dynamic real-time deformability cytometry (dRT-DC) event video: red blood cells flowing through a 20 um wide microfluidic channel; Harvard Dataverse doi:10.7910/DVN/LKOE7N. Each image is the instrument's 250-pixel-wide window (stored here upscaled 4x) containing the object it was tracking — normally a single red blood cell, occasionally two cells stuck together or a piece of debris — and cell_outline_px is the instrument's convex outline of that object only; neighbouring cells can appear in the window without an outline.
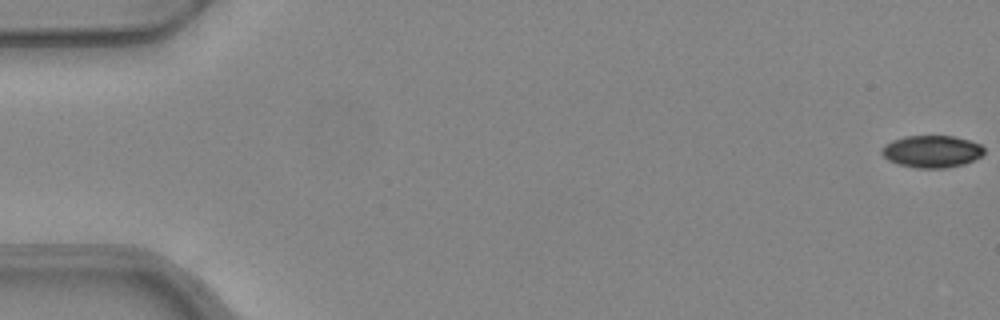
{"species": "common noctule bat (a hibernating species)", "species_latin": "Nyctalus noctula", "temperature_condition": "warm", "stored_images_in_passage": 53, "camera_frame_rate_fps": 3000, "um_per_image_px": 0.085, "animal": {"sex": "female", "body_mass_g": 24.6, "forearm_length_mm": 56.2}, "frame": {"image": 1, "passage_image": 1, "time_ms": 0.0, "image_size_px": [1000, 320], "cell_outline_px": [[984, 152], [980, 156], [964, 164], [944, 168], [916, 168], [900, 164], [888, 160], [880, 152], [880, 148], [884, 144], [892, 140], [904, 136], [952, 136], [968, 140], [980, 144], [984, 148]], "centroid_in_image_um": [79.16, 12.87], "position_along_channel_um": 5.8, "area_um2": 19.13}}
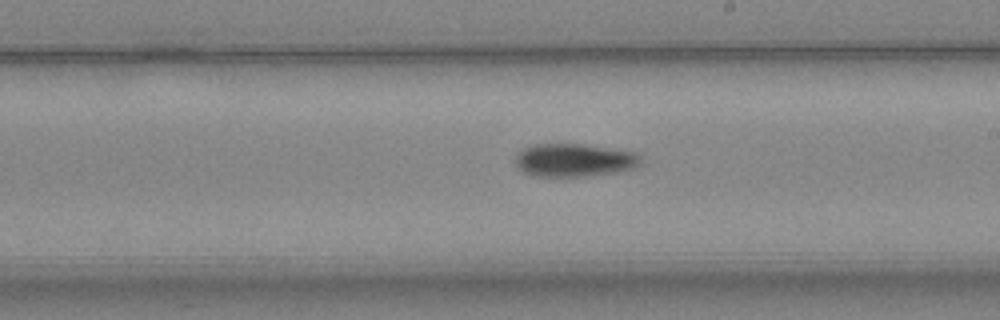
{"frame": {"image": 2, "passage_image": 31, "time_ms": 10.0, "image_size_px": [1000, 320], "cell_outline_px": [[640, 164], [636, 168], [616, 172], [592, 176], [532, 176], [524, 172], [516, 164], [516, 152], [532, 144], [584, 144], [636, 152], [640, 156]], "centroid_in_image_um": [48.82, 13.61], "position_along_channel_um": 240.2, "area_um2": 24.33}}
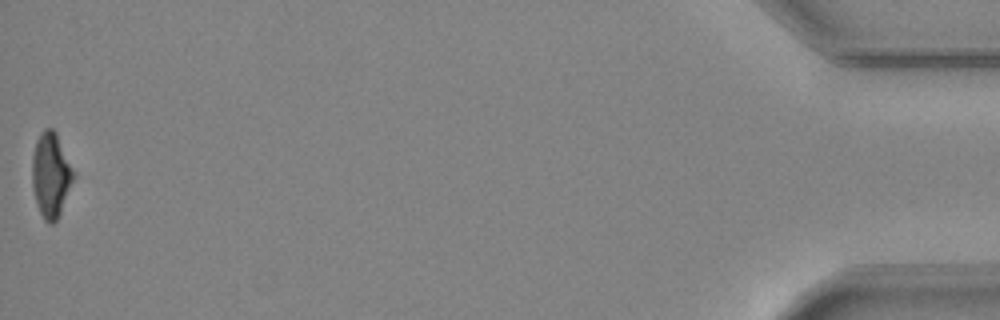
{"frame": {"image": 3, "passage_image": 53, "time_ms": 17.333, "image_size_px": [1000, 320], "cell_outline_px": [[76, 176], [60, 212], [56, 220], [52, 224], [48, 224], [44, 220], [36, 204], [32, 188], [32, 156], [36, 140], [40, 132], [44, 128], [52, 128], [56, 132], [76, 172]], "centroid_in_image_um": [4.33, 14.85], "position_along_channel_um": 430.9, "area_um2": 20.81}, "authors_computed_cell_mechanics": {"area_um2": 22.1374, "velocity_mm_per_s": 3.9779, "shape_relaxation_time_tau1_ms": 4.2281, "shape_relaxation_time_tau2_ms": null, "deformation_change_tau1": 0.1321, "deformation_change_tau2": null}}